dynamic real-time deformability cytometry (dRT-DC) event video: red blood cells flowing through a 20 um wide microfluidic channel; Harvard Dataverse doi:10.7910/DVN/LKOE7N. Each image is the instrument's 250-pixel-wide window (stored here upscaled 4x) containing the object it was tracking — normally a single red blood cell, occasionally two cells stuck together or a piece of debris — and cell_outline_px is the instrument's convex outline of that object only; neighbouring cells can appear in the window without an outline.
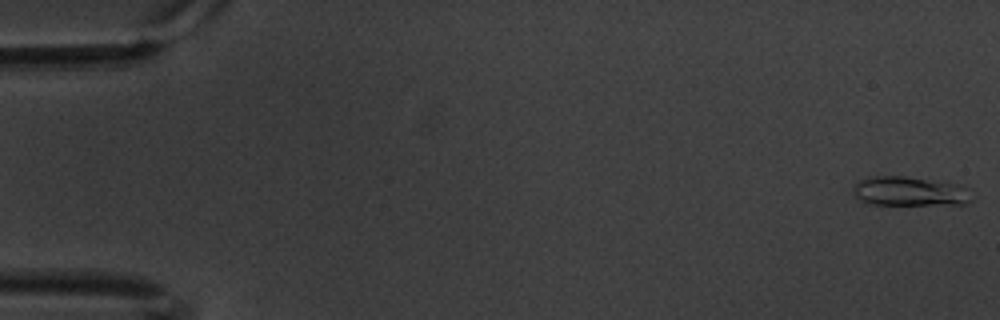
{"species": "common noctule bat (a hibernating species)", "species_latin": "Nyctalus noctula", "temperature_condition": "warm", "stored_images_in_passage": 60, "camera_frame_rate_fps": 3000, "um_per_image_px": 0.085, "animal": {"sex": "male", "body_mass_g": 20.1, "forearm_length_mm": 53.5}, "frame": {"image": 1, "passage_image": 1, "time_ms": 0.0, "image_size_px": [1000, 320], "cell_outline_px": [[972, 200], [964, 204], [872, 204], [860, 200], [852, 192], [852, 188], [860, 180], [868, 176], [904, 176], [948, 180], [972, 188]], "centroid_in_image_um": [77.43, 16.23], "position_along_channel_um": 7.6, "area_um2": 20.92}}
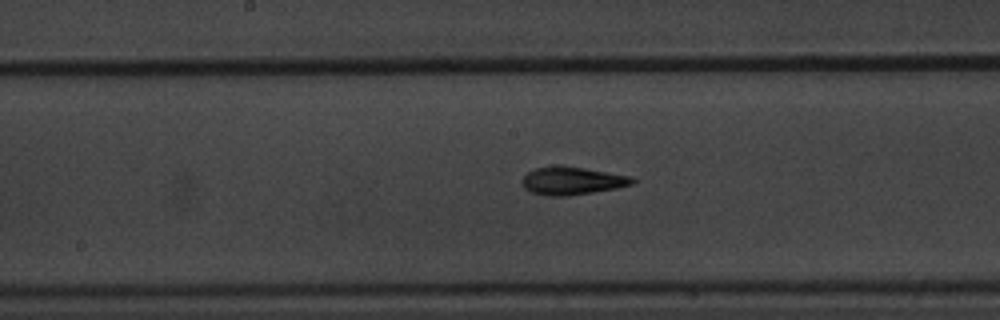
{"frame": {"image": 2, "passage_image": 31, "time_ms": 10.0, "image_size_px": [1000, 320], "cell_outline_px": [[636, 180], [632, 184], [616, 188], [568, 196], [548, 196], [532, 192], [524, 188], [520, 180], [528, 172], [536, 168], [556, 164], [560, 164], [632, 176]], "centroid_in_image_um": [48.6, 15.35], "position_along_channel_um": 199.6, "area_um2": 18.09}}
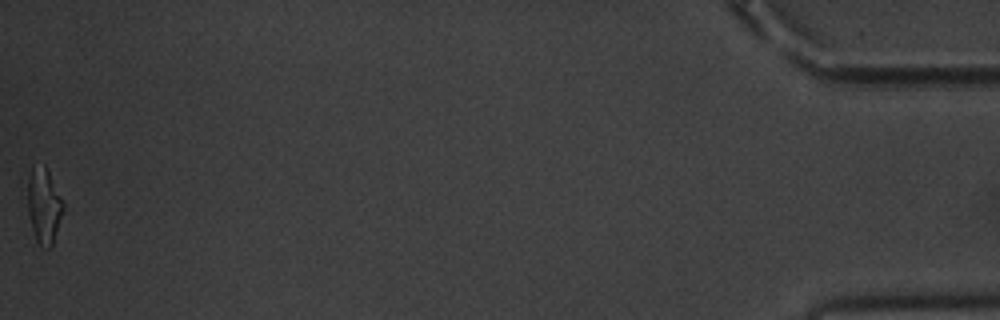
{"frame": {"image": 3, "passage_image": 60, "time_ms": 19.667, "image_size_px": [1000, 320], "cell_outline_px": [[64, 208], [52, 248], [40, 248], [36, 240], [32, 228], [28, 212], [28, 176], [32, 164], [44, 164], [64, 204]], "centroid_in_image_um": [3.72, 17.5], "position_along_channel_um": 431.5, "area_um2": 15.72}, "authors_computed_cell_mechanics": {"area_um2": 17.051, "velocity_mm_per_s": 3.385, "shape_relaxation_time_tau1_ms": 4.819, "shape_relaxation_time_tau2_ms": 2.8332, "deformation_change_tau1": 0.1833, "deformation_change_tau2": 0.1192}}